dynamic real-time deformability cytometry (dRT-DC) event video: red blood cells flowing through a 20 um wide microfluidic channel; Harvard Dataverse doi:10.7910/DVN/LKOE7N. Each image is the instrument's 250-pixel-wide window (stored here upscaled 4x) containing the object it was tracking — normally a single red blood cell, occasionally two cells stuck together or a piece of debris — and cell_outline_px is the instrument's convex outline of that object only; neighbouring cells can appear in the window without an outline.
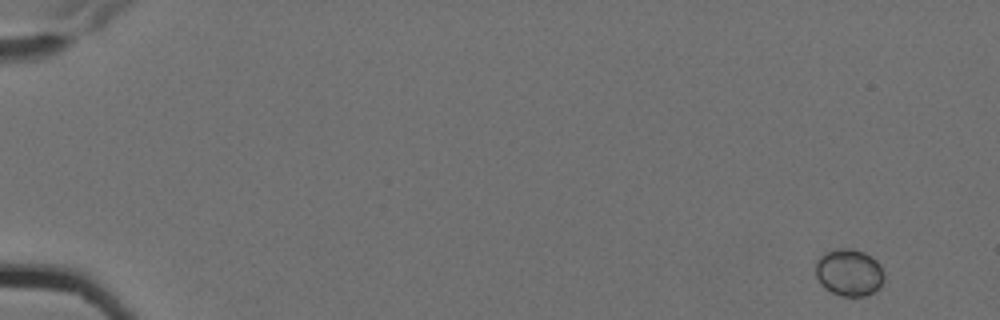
{"species": "Egyptian fruit bat (a non-hibernating species)", "species_latin": "Rousettus aegyptiacus", "temperature_condition": "cold", "stored_images_in_passage": 7, "camera_frame_rate_fps": 3000, "um_per_image_px": 0.085, "animal": {"sex": "female"}, "frame": {"image": 1, "passage_image": 1, "time_ms": 0.0, "image_size_px": [1000, 320], "cell_outline_px": [[884, 280], [880, 288], [864, 296], [840, 296], [824, 288], [820, 284], [816, 276], [816, 260], [824, 252], [840, 248], [852, 248], [864, 252], [872, 256], [880, 264], [884, 276]], "centroid_in_image_um": [72.17, 23.15], "position_along_channel_um": 12.8, "area_um2": 19.02}}
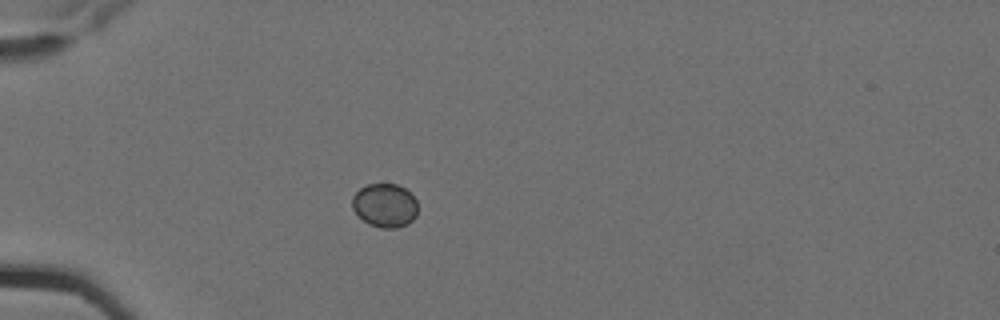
{"frame": {"image": 2, "passage_image": 5, "time_ms": 1.333, "image_size_px": [1000, 320], "cell_outline_px": [[416, 216], [408, 224], [396, 228], [380, 228], [368, 224], [352, 208], [352, 196], [360, 188], [368, 184], [396, 184], [404, 188], [416, 200]], "centroid_in_image_um": [32.7, 17.46], "position_along_channel_um": 52.3, "area_um2": 16.59}}
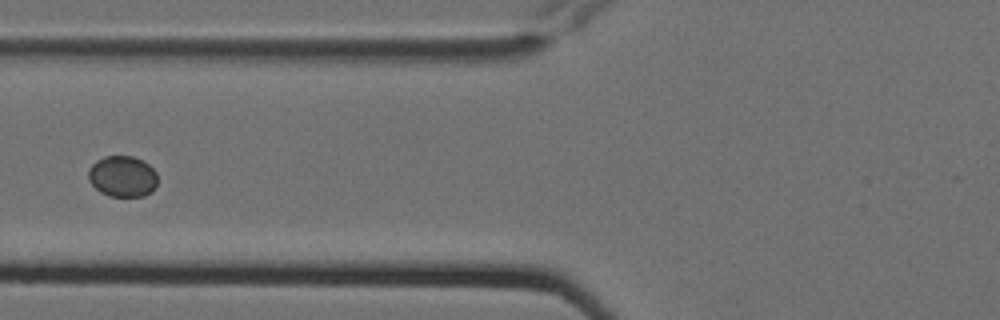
{"frame": {"image": 3, "passage_image": 7, "time_ms": 2.0, "image_size_px": [1000, 320], "cell_outline_px": [[156, 188], [152, 192], [144, 196], [108, 196], [100, 192], [88, 180], [88, 168], [96, 160], [104, 156], [132, 156], [144, 160], [156, 172]], "centroid_in_image_um": [10.41, 14.99], "position_along_channel_um": 115.4, "area_um2": 16.76}}